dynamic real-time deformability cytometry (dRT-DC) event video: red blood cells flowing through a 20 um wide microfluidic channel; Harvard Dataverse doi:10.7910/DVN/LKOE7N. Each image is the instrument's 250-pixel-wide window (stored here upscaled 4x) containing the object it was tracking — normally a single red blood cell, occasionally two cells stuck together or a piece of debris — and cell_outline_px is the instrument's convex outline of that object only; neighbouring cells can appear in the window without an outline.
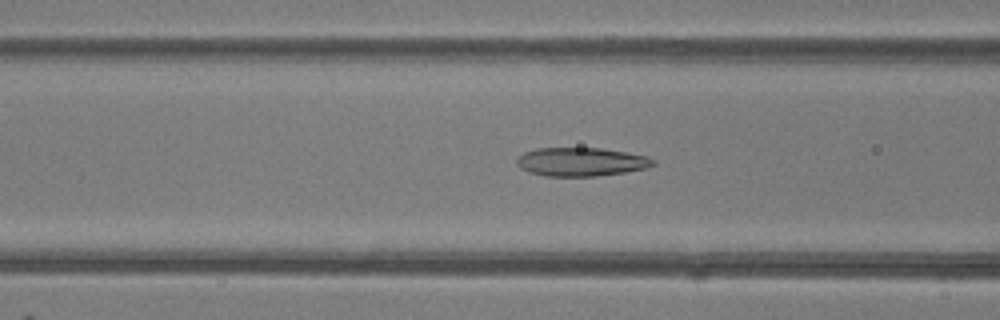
{"species": "common noctule bat (a hibernating species)", "species_latin": "Nyctalus noctula", "temperature_condition": "room temperature", "stored_images_in_passage": 48, "camera_frame_rate_fps": 3000, "um_per_image_px": 0.085, "animal": {"sex": "female"}, "frame": {"image": 1, "passage_image": 19, "time_ms": 6.0, "image_size_px": [1000, 320], "cell_outline_px": [[656, 164], [648, 168], [624, 172], [596, 176], [548, 176], [528, 172], [520, 168], [516, 164], [516, 160], [524, 152], [536, 148], [600, 148], [648, 156], [656, 160]], "centroid_in_image_um": [49.41, 13.75], "position_along_channel_um": 117.2, "area_um2": 22.77}}
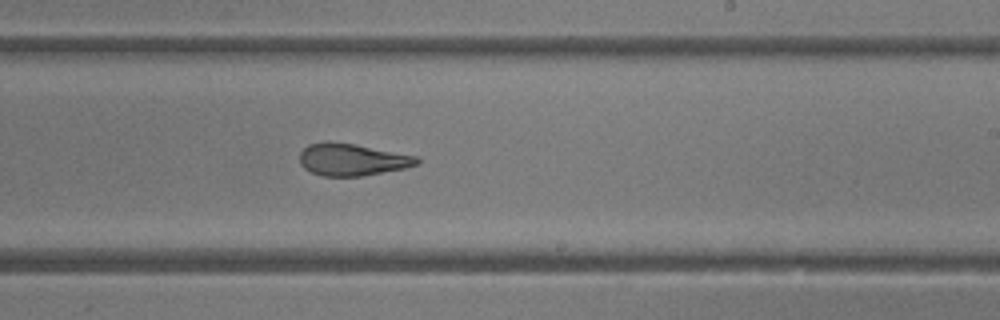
{"frame": {"image": 2, "passage_image": 29, "time_ms": 9.333, "image_size_px": [1000, 320], "cell_outline_px": [[420, 164], [404, 168], [360, 176], [324, 176], [312, 172], [304, 168], [300, 164], [300, 152], [308, 144], [328, 140], [356, 144], [416, 156], [420, 160]], "centroid_in_image_um": [29.9, 13.55], "position_along_channel_um": 259.1, "area_um2": 21.96}}
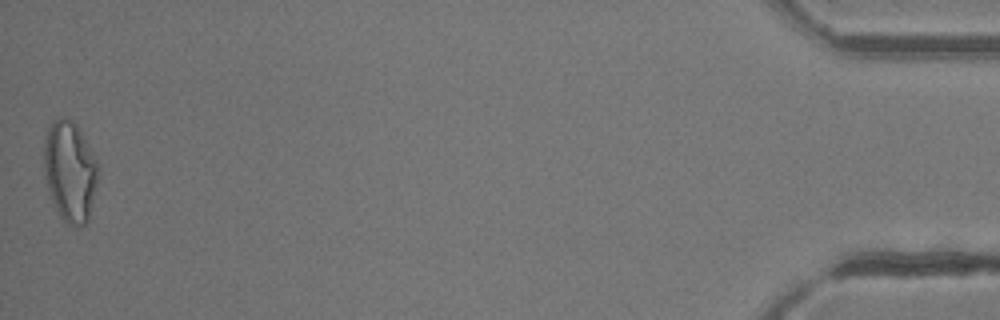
{"frame": {"image": 3, "passage_image": 48, "time_ms": 15.667, "image_size_px": [1000, 320], "cell_outline_px": [[96, 184], [88, 220], [80, 228], [76, 228], [64, 224], [48, 196], [44, 176], [44, 140], [48, 124], [52, 120], [60, 116], [64, 116], [72, 120], [76, 124], [96, 160]], "centroid_in_image_um": [5.88, 14.59], "position_along_channel_um": 429.3, "area_um2": 32.08}, "authors_computed_cell_mechanics": {"area_um2": 24.0448, "velocity_mm_per_s": 4.2623, "shape_relaxation_time_tau1_ms": 9.9347, "shape_relaxation_time_tau2_ms": 1.7249, "deformation_change_tau1": 0.2716, "deformation_change_tau2": 0.1075}}